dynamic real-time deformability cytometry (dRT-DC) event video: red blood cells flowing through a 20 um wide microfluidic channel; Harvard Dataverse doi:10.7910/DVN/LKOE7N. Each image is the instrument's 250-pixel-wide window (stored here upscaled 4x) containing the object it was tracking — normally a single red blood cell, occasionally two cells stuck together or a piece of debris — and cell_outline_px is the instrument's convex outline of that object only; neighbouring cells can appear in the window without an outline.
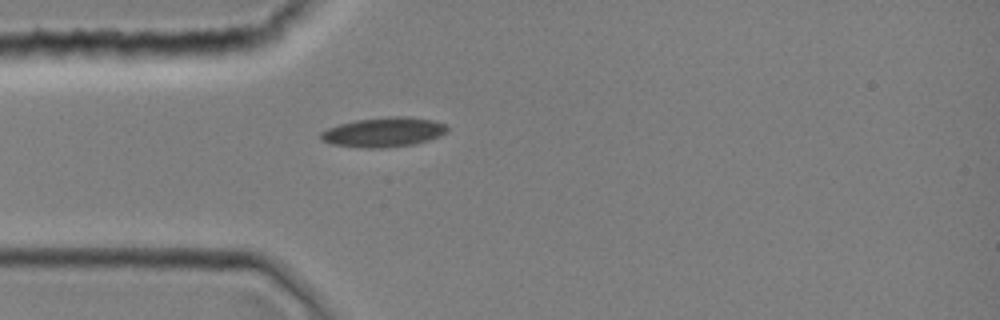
{"species": "common noctule bat (a hibernating species)", "species_latin": "Nyctalus noctula", "temperature_condition": "room temperature", "stored_images_in_passage": 1, "camera_frame_rate_fps": 3000, "um_per_image_px": 0.085, "animal": {"sex": "female", "body_mass_g": 19.0, "forearm_length_mm": 51.5}, "frame": {"image": 1, "passage_image": 1, "time_ms": 0.0, "image_size_px": [1000, 320], "cell_outline_px": [[448, 132], [440, 136], [428, 140], [412, 144], [380, 148], [368, 148], [332, 144], [320, 140], [320, 132], [328, 128], [340, 124], [356, 120], [388, 116], [408, 116], [432, 120], [444, 124], [448, 128]], "centroid_in_image_um": [32.61, 11.22], "position_along_channel_um": 52.4, "area_um2": 21.73}}